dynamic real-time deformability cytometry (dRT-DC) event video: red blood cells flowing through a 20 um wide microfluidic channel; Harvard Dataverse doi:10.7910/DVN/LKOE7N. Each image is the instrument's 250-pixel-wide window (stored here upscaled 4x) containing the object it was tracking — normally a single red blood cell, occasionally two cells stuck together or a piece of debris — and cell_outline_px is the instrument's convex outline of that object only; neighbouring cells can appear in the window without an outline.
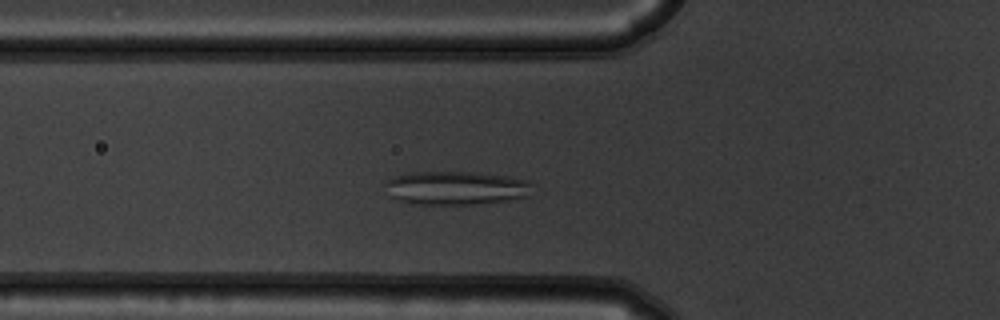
{"species": "common noctule bat (a hibernating species)", "species_latin": "Nyctalus noctula", "temperature_condition": "warm", "stored_images_in_passage": 49, "camera_frame_rate_fps": 3000, "um_per_image_px": 0.085, "animal": {"sex": "male", "body_mass_g": 19.5, "forearm_length_mm": 54.6}, "frame": {"image": 1, "passage_image": 14, "time_ms": 4.333, "image_size_px": [1000, 320], "cell_outline_px": [[528, 196], [508, 200], [472, 204], [412, 204], [388, 196], [384, 184], [384, 180], [392, 176], [408, 172], [476, 172], [508, 176], [528, 180]], "centroid_in_image_um": [38.64, 15.96], "position_along_channel_um": 87.2, "area_um2": 28.9}}
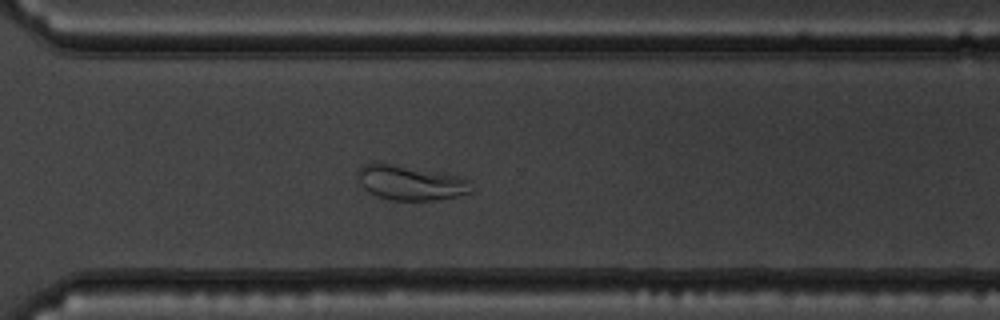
{"frame": {"image": 2, "passage_image": 34, "time_ms": 11.0, "image_size_px": [1000, 320], "cell_outline_px": [[472, 192], [456, 196], [432, 200], [392, 200], [376, 196], [368, 192], [364, 188], [356, 176], [356, 172], [364, 164], [388, 164], [464, 176], [468, 180]], "centroid_in_image_um": [34.89, 15.55], "position_along_channel_um": 335.7, "area_um2": 22.66}}
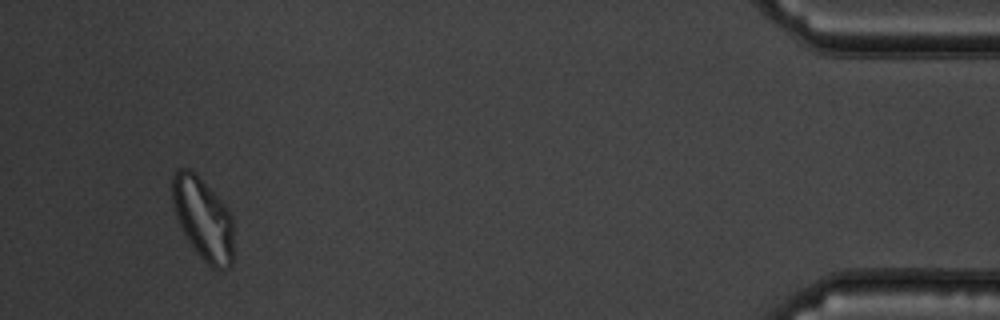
{"frame": {"image": 3, "passage_image": 46, "time_ms": 15.0, "image_size_px": [1000, 320], "cell_outline_px": [[232, 264], [224, 272], [220, 272], [212, 268], [196, 252], [184, 232], [176, 216], [172, 200], [172, 176], [176, 168], [188, 168], [228, 208], [232, 216]], "centroid_in_image_um": [17.27, 18.64], "position_along_channel_um": 417.9, "area_um2": 28.96}, "authors_computed_cell_mechanics": {"area_um2": 27.8596, "velocity_mm_per_s": 3.7273, "shape_relaxation_time_tau1_ms": null, "shape_relaxation_time_tau2_ms": 1.3379, "deformation_change_tau1": null, "deformation_change_tau2": 0.0752}}